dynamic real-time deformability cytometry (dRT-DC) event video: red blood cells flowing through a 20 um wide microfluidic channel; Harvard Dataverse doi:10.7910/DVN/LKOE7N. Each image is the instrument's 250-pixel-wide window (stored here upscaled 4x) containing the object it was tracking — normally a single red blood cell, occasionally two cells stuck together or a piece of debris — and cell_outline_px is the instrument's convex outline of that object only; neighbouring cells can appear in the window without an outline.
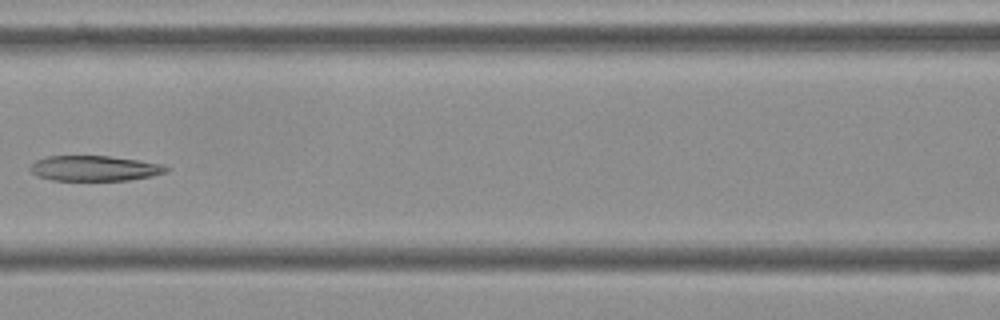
{"species": "Egyptian fruit bat (a non-hibernating species)", "species_latin": "Rousettus aegyptiacus", "temperature_condition": "cold", "stored_images_in_passage": 9, "camera_frame_rate_fps": 3000, "um_per_image_px": 0.085, "frame": {"image": 1, "passage_image": 7, "time_ms": 2.0, "image_size_px": [1000, 320], "cell_outline_px": [[172, 168], [168, 172], [152, 176], [128, 180], [52, 180], [36, 176], [28, 168], [36, 160], [48, 156], [108, 156], [140, 160], [164, 164]], "centroid_in_image_um": [8.08, 14.3], "position_along_channel_um": 158.5, "area_um2": 20.23}}
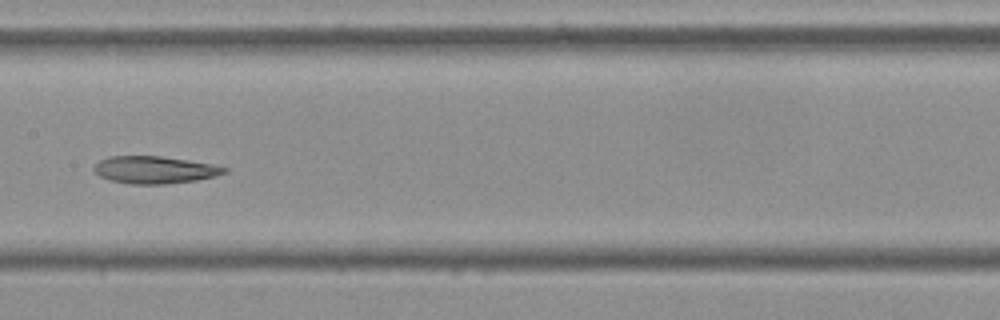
{"frame": {"image": 2, "passage_image": 8, "time_ms": 2.333, "image_size_px": [1000, 320], "cell_outline_px": [[228, 172], [216, 176], [196, 180], [164, 184], [128, 184], [108, 180], [100, 176], [92, 168], [100, 160], [108, 156], [160, 156], [188, 160], [212, 164], [228, 168]], "centroid_in_image_um": [13.14, 14.44], "position_along_channel_um": 194.3, "area_um2": 20.81}}
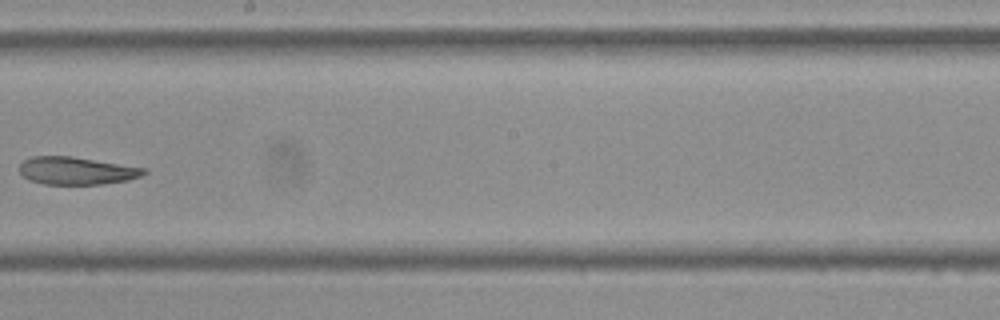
{"frame": {"image": 3, "passage_image": 9, "time_ms": 2.667, "image_size_px": [1000, 320], "cell_outline_px": [[148, 172], [140, 176], [128, 180], [104, 184], [44, 184], [28, 180], [20, 172], [20, 164], [24, 160], [32, 156], [72, 156], [148, 168]], "centroid_in_image_um": [6.53, 14.51], "position_along_channel_um": 241.7, "area_um2": 20.17}}